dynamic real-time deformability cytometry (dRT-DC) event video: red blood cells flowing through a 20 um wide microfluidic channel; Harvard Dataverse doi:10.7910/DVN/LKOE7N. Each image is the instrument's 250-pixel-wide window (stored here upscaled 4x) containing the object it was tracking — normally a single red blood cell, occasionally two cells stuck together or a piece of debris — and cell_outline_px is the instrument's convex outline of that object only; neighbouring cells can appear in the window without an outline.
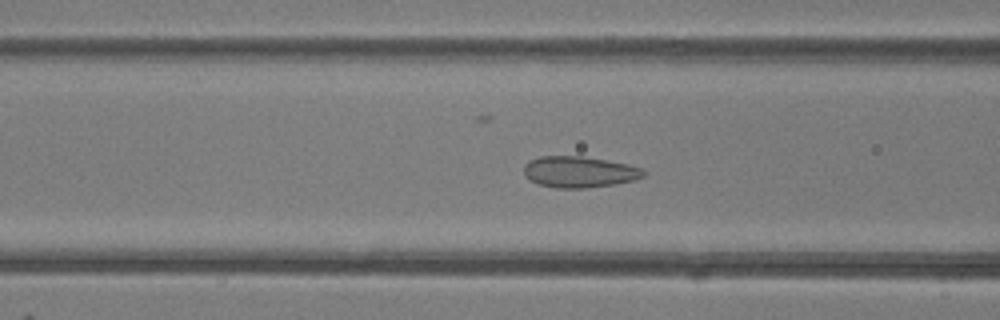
{"species": "common noctule bat (a hibernating species)", "species_latin": "Nyctalus noctula", "temperature_condition": "room temperature", "stored_images_in_passage": 50, "camera_frame_rate_fps": 3000, "um_per_image_px": 0.085, "animal": {"sex": "female"}, "frame": {"image": 1, "passage_image": 19, "time_ms": 6.0, "image_size_px": [1000, 320], "cell_outline_px": [[644, 176], [636, 180], [616, 184], [588, 188], [556, 188], [540, 184], [524, 176], [524, 164], [528, 160], [540, 156], [580, 156], [628, 164], [640, 168], [644, 172]], "centroid_in_image_um": [49.22, 14.62], "position_along_channel_um": 117.4, "area_um2": 21.73}}
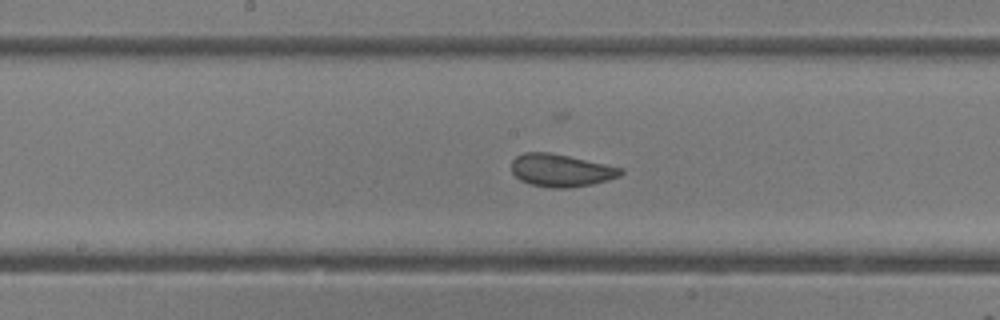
{"frame": {"image": 2, "passage_image": 25, "time_ms": 8.0, "image_size_px": [1000, 320], "cell_outline_px": [[624, 172], [620, 176], [608, 180], [592, 184], [568, 188], [552, 188], [532, 184], [520, 180], [512, 172], [512, 160], [516, 156], [524, 152], [548, 152], [568, 156], [624, 168]], "centroid_in_image_um": [47.7, 14.48], "position_along_channel_um": 200.5, "area_um2": 20.69}}
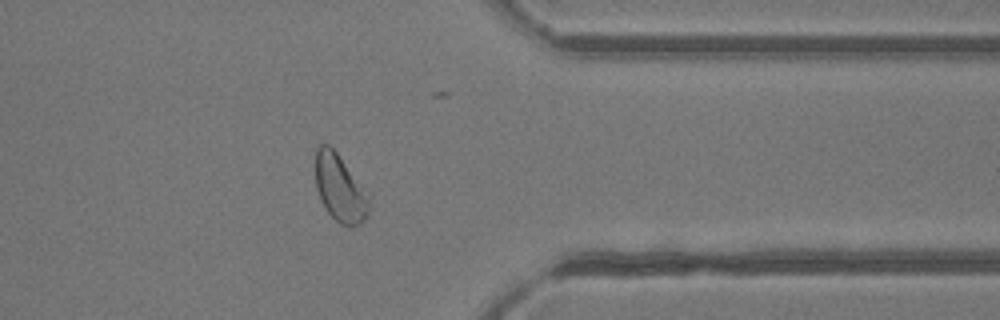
{"frame": {"image": 3, "passage_image": 39, "time_ms": 12.667, "image_size_px": [1000, 320], "cell_outline_px": [[372, 196], [368, 216], [360, 224], [352, 228], [340, 224], [324, 208], [320, 200], [316, 188], [316, 148], [320, 144], [328, 144], [336, 152]], "centroid_in_image_um": [28.94, 16.04], "position_along_channel_um": 382.5, "area_um2": 21.44}, "authors_computed_cell_mechanics": {"area_um2": 22.6287, "velocity_mm_per_s": 4.1509, "shape_relaxation_time_tau1_ms": 3.9053, "shape_relaxation_time_tau2_ms": 1.1162, "deformation_change_tau1": 0.0983, "deformation_change_tau2": 0.0827}}